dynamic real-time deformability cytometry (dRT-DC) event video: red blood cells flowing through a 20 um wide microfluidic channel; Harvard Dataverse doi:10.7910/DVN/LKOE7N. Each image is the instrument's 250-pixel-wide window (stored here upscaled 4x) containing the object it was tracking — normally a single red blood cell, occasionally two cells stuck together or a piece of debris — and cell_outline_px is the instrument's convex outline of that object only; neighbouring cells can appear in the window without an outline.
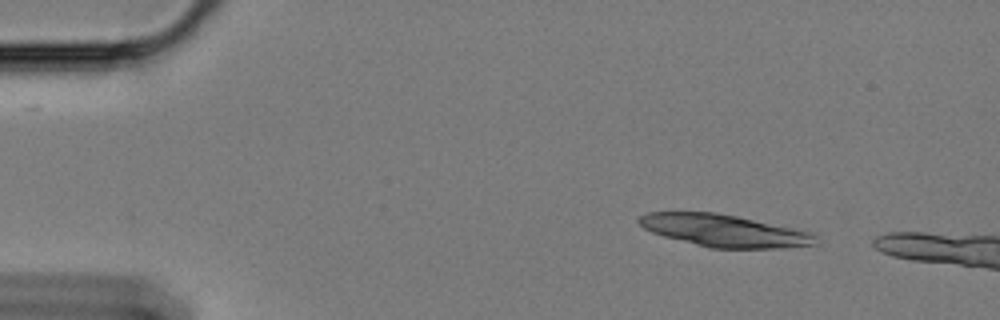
{"species": "Egyptian fruit bat (a non-hibernating species)", "species_latin": "Rousettus aegyptiacus", "temperature_condition": "cold", "stored_images_in_passage": 6, "camera_frame_rate_fps": 3000, "um_per_image_px": 0.085, "animal": {"sex": "female"}, "frame": {"image": 1, "passage_image": 1, "time_ms": 0.0, "image_size_px": [1000, 320], "cell_outline_px": [[816, 244], [780, 248], [708, 248], [664, 236], [652, 232], [644, 228], [636, 220], [640, 216], [648, 212], [716, 212], [736, 216], [808, 232], [816, 236]], "centroid_in_image_um": [61.48, 19.61], "position_along_channel_um": 23.5, "area_um2": 32.66}}